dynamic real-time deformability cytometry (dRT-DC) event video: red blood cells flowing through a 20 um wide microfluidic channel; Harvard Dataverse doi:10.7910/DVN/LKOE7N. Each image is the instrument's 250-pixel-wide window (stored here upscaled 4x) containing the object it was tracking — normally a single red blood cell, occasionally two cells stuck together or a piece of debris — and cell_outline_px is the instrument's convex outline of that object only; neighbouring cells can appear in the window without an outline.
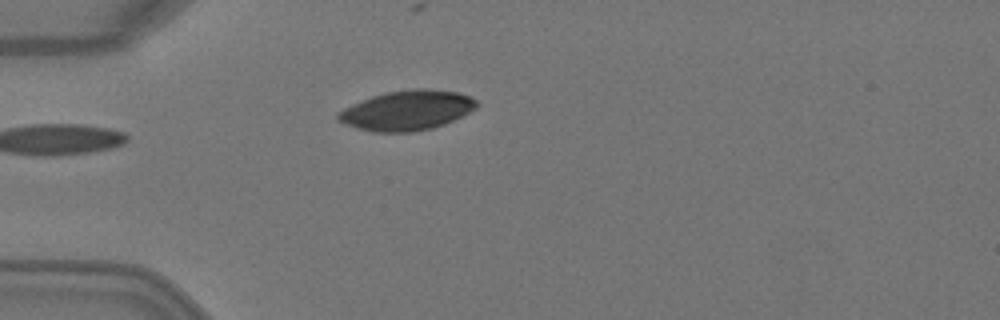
{"species": "Egyptian fruit bat (a non-hibernating species)", "species_latin": "Rousettus aegyptiacus", "temperature_condition": "warm", "stored_images_in_passage": 3, "camera_frame_rate_fps": 3000, "um_per_image_px": 0.085, "animal": {"sex": "female"}, "frame": {"image": 1, "passage_image": 2, "time_ms": 0.333, "image_size_px": [1000, 320], "cell_outline_px": [[480, 104], [476, 108], [444, 124], [432, 128], [408, 132], [372, 132], [356, 128], [336, 120], [336, 112], [352, 104], [372, 96], [384, 92], [412, 88], [428, 88], [456, 92], [472, 96]], "centroid_in_image_um": [34.57, 9.37], "position_along_channel_um": 50.4, "area_um2": 32.31}}